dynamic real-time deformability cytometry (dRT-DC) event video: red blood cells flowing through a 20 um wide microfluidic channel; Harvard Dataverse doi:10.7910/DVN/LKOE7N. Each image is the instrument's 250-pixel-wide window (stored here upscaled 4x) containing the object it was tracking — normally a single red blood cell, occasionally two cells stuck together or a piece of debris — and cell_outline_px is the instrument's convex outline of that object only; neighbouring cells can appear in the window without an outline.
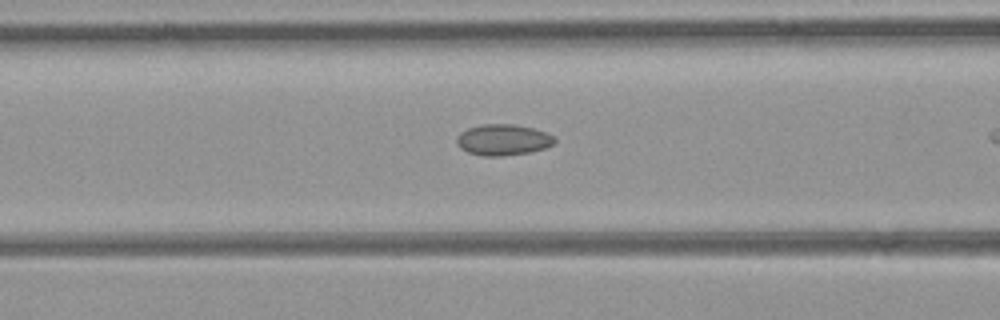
{"species": "common noctule bat (a hibernating species)", "species_latin": "Nyctalus noctula", "temperature_condition": "room temperature", "stored_images_in_passage": 32, "camera_frame_rate_fps": 3000, "um_per_image_px": 0.085, "animal": {"sex": "female", "body_mass_g": 21.9}, "frame": {"image": 1, "passage_image": 13, "time_ms": 4.0, "image_size_px": [1000, 320], "cell_outline_px": [[556, 140], [552, 144], [544, 148], [528, 152], [500, 156], [484, 156], [468, 152], [460, 148], [456, 144], [456, 136], [460, 132], [468, 128], [480, 124], [512, 124], [532, 128], [544, 132], [552, 136]], "centroid_in_image_um": [42.69, 11.88], "position_along_channel_um": 123.9, "area_um2": 17.57}}
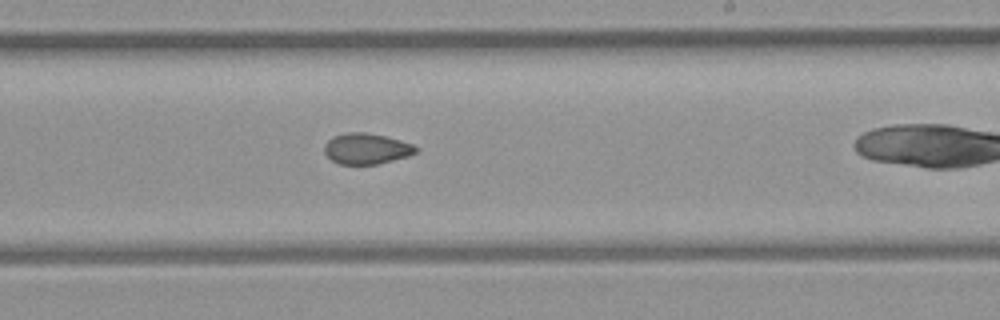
{"frame": {"image": 2, "passage_image": 22, "time_ms": 7.0, "image_size_px": [1000, 320], "cell_outline_px": [[416, 152], [408, 156], [376, 164], [340, 164], [332, 160], [324, 152], [324, 144], [332, 136], [348, 132], [364, 132], [384, 136], [400, 140], [412, 144], [416, 148]], "centroid_in_image_um": [31.1, 12.63], "position_along_channel_um": 257.9, "area_um2": 16.24}}
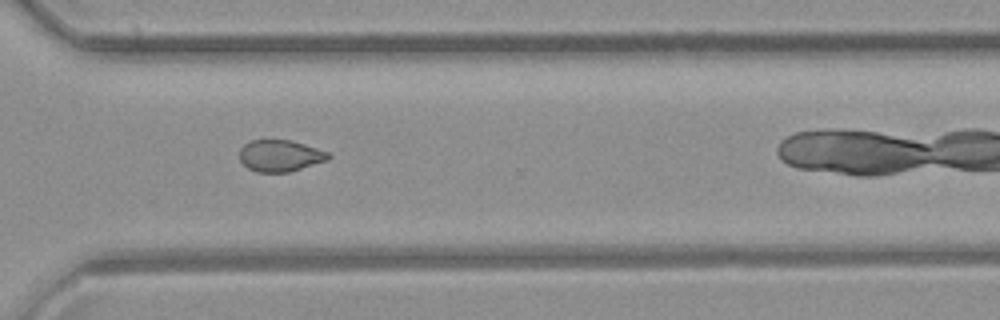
{"frame": {"image": 3, "passage_image": 28, "time_ms": 9.0, "image_size_px": [1000, 320], "cell_outline_px": [[332, 156], [328, 160], [288, 172], [256, 172], [248, 168], [240, 160], [240, 148], [244, 144], [252, 140], [292, 140], [328, 152]], "centroid_in_image_um": [23.81, 13.23], "position_along_channel_um": 346.8, "area_um2": 16.3}}